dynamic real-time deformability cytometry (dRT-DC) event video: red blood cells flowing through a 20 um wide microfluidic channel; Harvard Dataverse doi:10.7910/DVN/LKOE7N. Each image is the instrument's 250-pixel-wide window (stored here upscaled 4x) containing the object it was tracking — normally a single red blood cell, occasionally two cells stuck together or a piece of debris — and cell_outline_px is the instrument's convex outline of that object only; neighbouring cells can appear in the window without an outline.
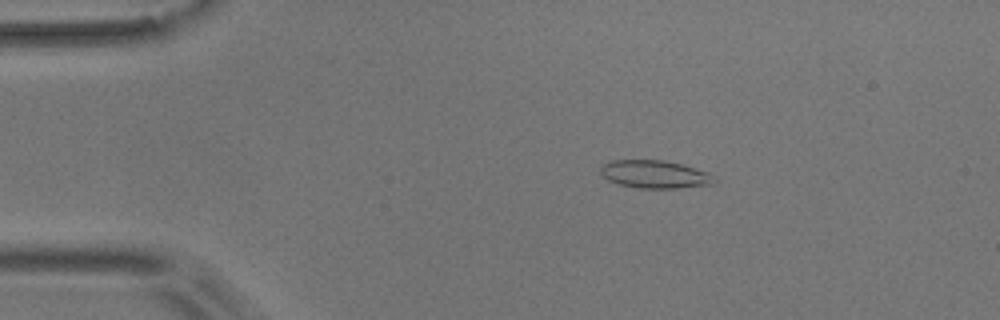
{"species": "common noctule bat (a hibernating species)", "species_latin": "Nyctalus noctula", "temperature_condition": "room temperature", "stored_images_in_passage": 11, "camera_frame_rate_fps": 3000, "um_per_image_px": 0.085, "animal": {"sex": "male", "body_mass_g": 17.9}, "frame": {"image": 1, "passage_image": 4, "time_ms": 1.0, "image_size_px": [1000, 320], "cell_outline_px": [[716, 180], [712, 184], [676, 188], [640, 188], [620, 184], [608, 180], [600, 172], [600, 168], [604, 164], [612, 160], [664, 160], [680, 164], [708, 172], [716, 176]], "centroid_in_image_um": [55.67, 14.81], "position_along_channel_um": 29.3, "area_um2": 18.32}}